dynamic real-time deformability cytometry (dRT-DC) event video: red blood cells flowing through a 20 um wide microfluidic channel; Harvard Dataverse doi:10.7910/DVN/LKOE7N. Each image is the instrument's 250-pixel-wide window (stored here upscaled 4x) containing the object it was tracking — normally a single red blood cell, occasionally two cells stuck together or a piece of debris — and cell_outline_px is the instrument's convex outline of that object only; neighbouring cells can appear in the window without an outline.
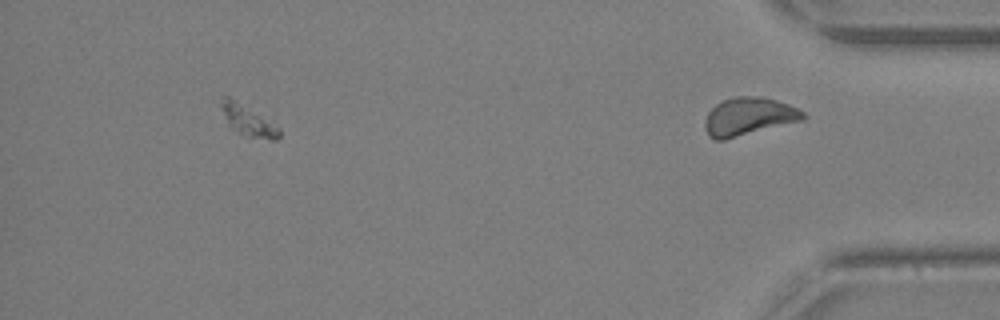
{"species": "Egyptian fruit bat (a non-hibernating species)", "species_latin": "Rousettus aegyptiacus", "temperature_condition": "warm", "stored_images_in_passage": 22, "segment_of_instrument_passage": [2, 2], "camera_frame_rate_fps": 3000, "um_per_image_px": 0.085, "animal": {"sex": "female"}, "frame": {"image": 1, "passage_image": 22, "time_ms": 7.0, "image_size_px": [1000, 320], "cell_outline_px": [[804, 120], [724, 140], [712, 140], [708, 136], [704, 128], [704, 120], [708, 112], [716, 104], [724, 100], [736, 96], [760, 96], [776, 100], [788, 104], [804, 112]], "centroid_in_image_um": [63.6, 9.92], "position_along_channel_um": 371.6, "area_um2": 21.79}}